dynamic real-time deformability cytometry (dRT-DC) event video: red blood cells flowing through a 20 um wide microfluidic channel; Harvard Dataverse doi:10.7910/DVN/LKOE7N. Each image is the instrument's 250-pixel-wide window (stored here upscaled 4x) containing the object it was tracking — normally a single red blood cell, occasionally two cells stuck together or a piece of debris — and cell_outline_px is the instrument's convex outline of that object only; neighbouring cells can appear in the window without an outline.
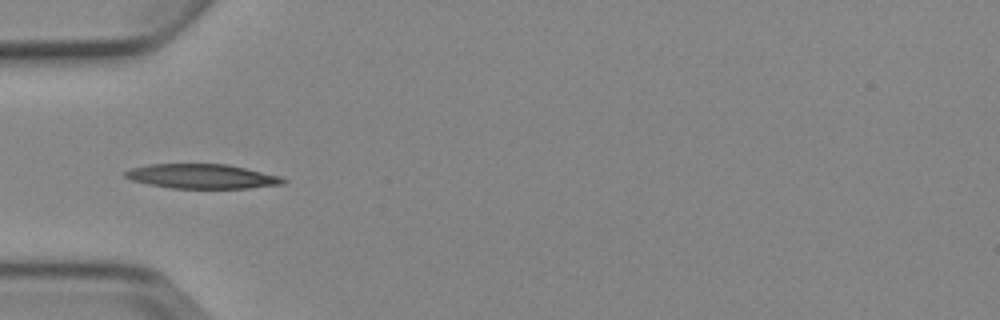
{"species": "Egyptian fruit bat (a non-hibernating species)", "species_latin": "Rousettus aegyptiacus", "temperature_condition": "cold", "stored_images_in_passage": 6, "camera_frame_rate_fps": 3000, "um_per_image_px": 0.085, "animal": {"sex": "female"}, "frame": {"image": 1, "passage_image": 5, "time_ms": 4.667, "image_size_px": [1000, 320], "cell_outline_px": [[288, 180], [284, 184], [248, 188], [172, 188], [148, 184], [132, 180], [124, 176], [124, 172], [132, 168], [148, 164], [228, 164], [280, 176]], "centroid_in_image_um": [17.18, 14.99], "position_along_channel_um": 67.8, "area_um2": 22.48}}
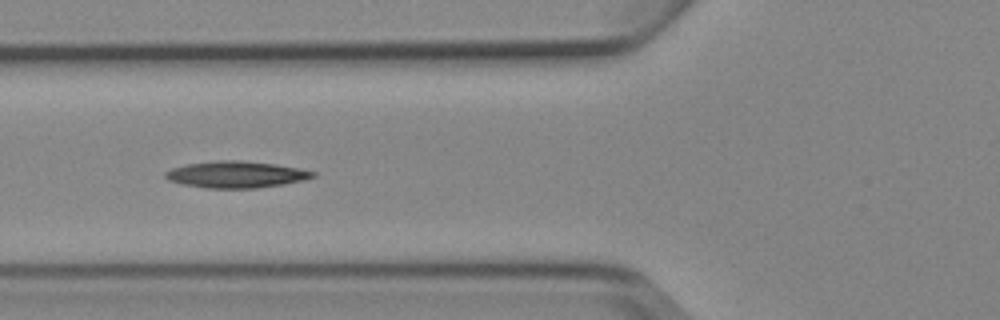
{"frame": {"image": 2, "passage_image": 6, "time_ms": 5.667, "image_size_px": [1000, 320], "cell_outline_px": [[316, 176], [304, 180], [284, 184], [256, 188], [204, 188], [180, 184], [168, 180], [164, 176], [164, 172], [172, 168], [188, 164], [220, 160], [240, 160], [276, 164], [316, 172]], "centroid_in_image_um": [20.05, 14.84], "position_along_channel_um": 105.8, "area_um2": 22.89}}